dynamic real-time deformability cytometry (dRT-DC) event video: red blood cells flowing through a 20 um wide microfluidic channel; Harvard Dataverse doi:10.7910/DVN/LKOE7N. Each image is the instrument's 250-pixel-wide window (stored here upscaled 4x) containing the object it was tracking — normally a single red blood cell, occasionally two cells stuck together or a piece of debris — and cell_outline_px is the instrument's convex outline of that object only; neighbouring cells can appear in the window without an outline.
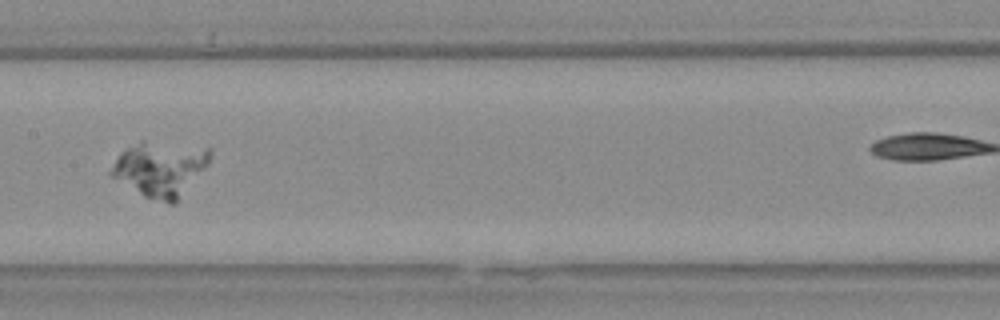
{"species": "Egyptian fruit bat (a non-hibernating species)", "species_latin": "Rousettus aegyptiacus", "temperature_condition": "warm", "stored_images_in_passage": 10, "camera_frame_rate_fps": 3000, "um_per_image_px": 0.085, "animal": {"sex": "female"}, "frame": {"image": 1, "passage_image": 6, "time_ms": 1.667, "image_size_px": [1000, 320], "cell_outline_px": [[212, 156], [208, 164], [176, 204], [168, 204], [144, 196], [112, 176], [108, 172], [120, 152], [140, 140], [144, 140], [212, 148]], "centroid_in_image_um": [13.65, 14.34], "position_along_channel_um": 193.7, "area_um2": 31.73}}
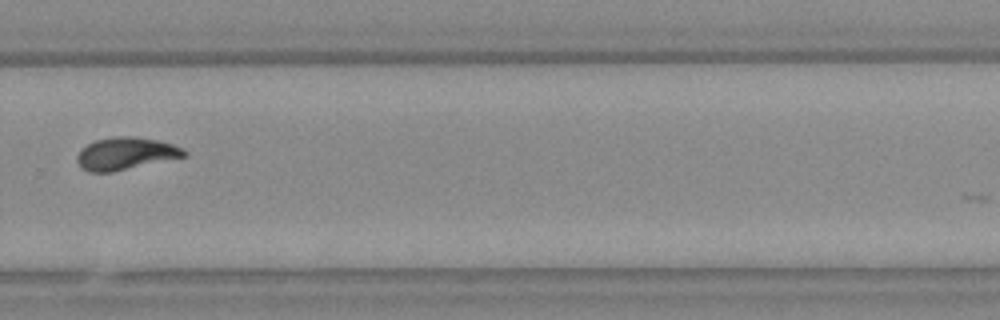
{"frame": {"image": 2, "passage_image": 9, "time_ms": 2.667, "image_size_px": [1000, 320], "cell_outline_px": [[188, 152], [184, 156], [112, 172], [88, 172], [80, 168], [76, 160], [76, 156], [80, 148], [96, 140], [116, 136], [132, 136], [156, 140], [172, 144]], "centroid_in_image_um": [10.59, 13.06], "position_along_channel_um": 319.2, "area_um2": 20.0}}